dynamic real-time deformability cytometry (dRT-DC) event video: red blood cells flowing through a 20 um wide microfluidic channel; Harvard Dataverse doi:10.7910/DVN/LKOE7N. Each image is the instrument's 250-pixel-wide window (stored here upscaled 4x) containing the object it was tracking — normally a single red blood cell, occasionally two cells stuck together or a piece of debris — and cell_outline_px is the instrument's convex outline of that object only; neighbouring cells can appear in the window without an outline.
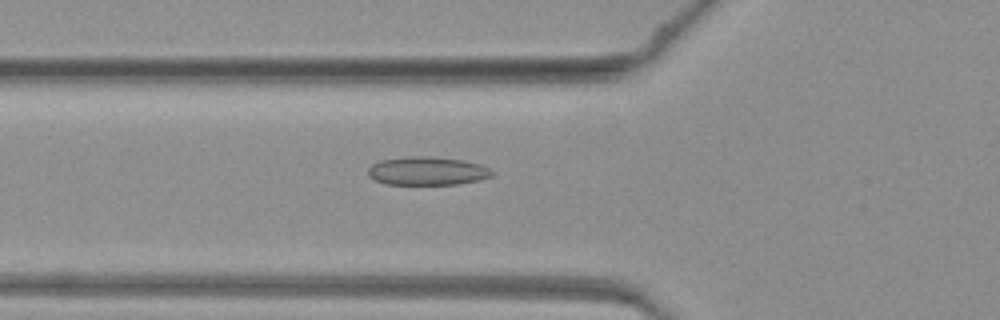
{"species": "common noctule bat (a hibernating species)", "species_latin": "Nyctalus noctula", "temperature_condition": "warm", "stored_images_in_passage": 46, "camera_frame_rate_fps": 3000, "um_per_image_px": 0.085, "animal": {"sex": "female", "body_mass_g": 19.3, "forearm_length_mm": 54.1}, "frame": {"image": 1, "passage_image": 17, "time_ms": 5.333, "image_size_px": [1000, 320], "cell_outline_px": [[492, 176], [480, 180], [456, 184], [388, 184], [376, 180], [368, 176], [368, 168], [372, 164], [380, 160], [412, 156], [428, 156], [460, 160], [480, 164], [488, 168], [492, 172]], "centroid_in_image_um": [36.29, 14.53], "position_along_channel_um": 89.5, "area_um2": 20.29}}
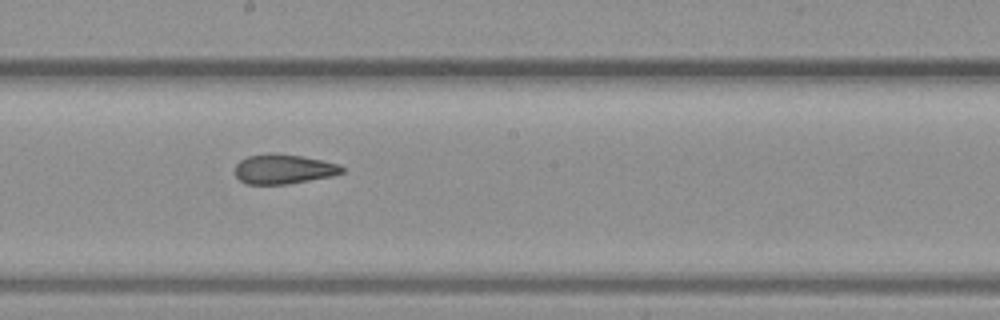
{"frame": {"image": 2, "passage_image": 26, "time_ms": 8.333, "image_size_px": [1000, 320], "cell_outline_px": [[344, 172], [332, 176], [288, 184], [248, 184], [240, 180], [236, 176], [236, 164], [240, 160], [248, 156], [268, 152], [276, 152], [304, 156], [340, 164], [344, 168]], "centroid_in_image_um": [24.12, 14.35], "position_along_channel_um": 224.1, "area_um2": 18.73}}
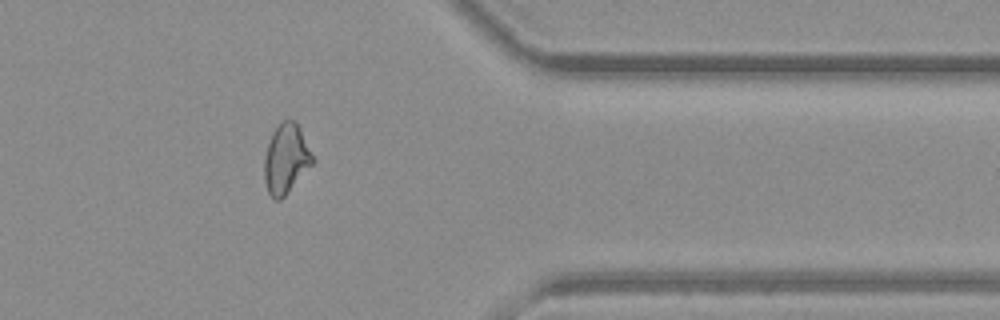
{"frame": {"image": 3, "passage_image": 38, "time_ms": 12.333, "image_size_px": [1000, 320], "cell_outline_px": [[316, 160], [284, 196], [280, 200], [276, 200], [268, 192], [264, 180], [264, 156], [272, 132], [284, 120], [296, 120]], "centroid_in_image_um": [24.32, 13.49], "position_along_channel_um": 387.1, "area_um2": 19.48}}